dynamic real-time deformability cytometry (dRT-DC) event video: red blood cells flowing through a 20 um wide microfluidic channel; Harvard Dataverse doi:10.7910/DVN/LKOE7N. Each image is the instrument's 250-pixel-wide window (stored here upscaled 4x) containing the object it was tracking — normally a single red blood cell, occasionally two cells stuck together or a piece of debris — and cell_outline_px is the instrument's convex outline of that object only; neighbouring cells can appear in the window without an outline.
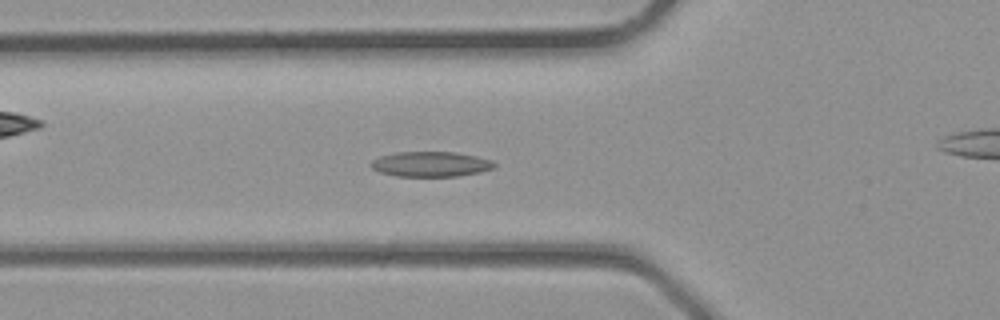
{"species": "common noctule bat (a hibernating species)", "species_latin": "Nyctalus noctula", "temperature_condition": "room temperature", "stored_images_in_passage": 34, "camera_frame_rate_fps": 3000, "um_per_image_px": 0.085, "animal": {"sex": "male", "body_mass_g": 23.1, "forearm_length_mm": 52.7}, "frame": {"image": 1, "passage_image": 10, "time_ms": 3.0, "image_size_px": [1000, 320], "cell_outline_px": [[496, 168], [480, 172], [456, 176], [396, 176], [380, 172], [372, 168], [372, 160], [380, 156], [396, 152], [456, 152], [476, 156], [492, 160], [496, 164]], "centroid_in_image_um": [36.65, 13.95], "position_along_channel_um": 89.2, "area_um2": 18.03}}
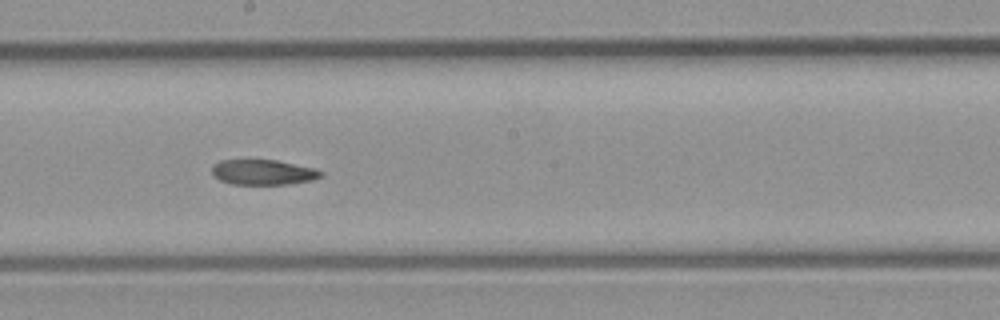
{"frame": {"image": 2, "passage_image": 17, "time_ms": 5.333, "image_size_px": [1000, 320], "cell_outline_px": [[324, 176], [312, 180], [288, 184], [232, 184], [220, 180], [212, 176], [212, 164], [220, 160], [276, 160], [316, 168], [324, 172]], "centroid_in_image_um": [22.37, 14.63], "position_along_channel_um": 225.8, "area_um2": 16.18}}
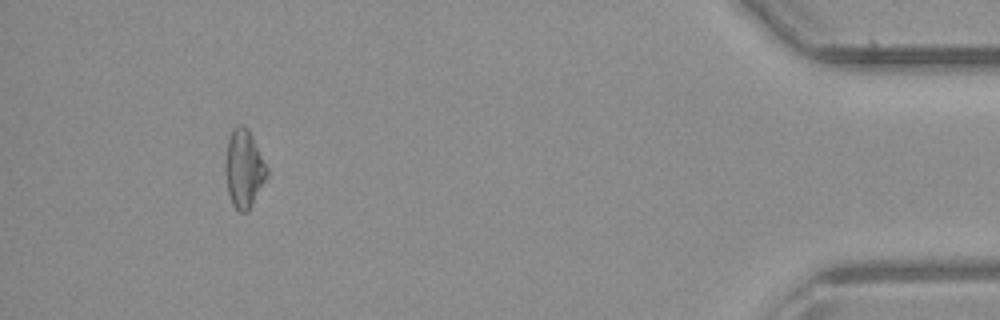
{"frame": {"image": 3, "passage_image": 34, "time_ms": 11.0, "image_size_px": [1000, 320], "cell_outline_px": [[268, 172], [248, 212], [240, 212], [232, 204], [228, 192], [224, 168], [228, 140], [232, 128], [236, 124], [244, 124], [248, 128], [268, 168]], "centroid_in_image_um": [20.71, 14.3], "position_along_channel_um": 414.5, "area_um2": 18.79}}